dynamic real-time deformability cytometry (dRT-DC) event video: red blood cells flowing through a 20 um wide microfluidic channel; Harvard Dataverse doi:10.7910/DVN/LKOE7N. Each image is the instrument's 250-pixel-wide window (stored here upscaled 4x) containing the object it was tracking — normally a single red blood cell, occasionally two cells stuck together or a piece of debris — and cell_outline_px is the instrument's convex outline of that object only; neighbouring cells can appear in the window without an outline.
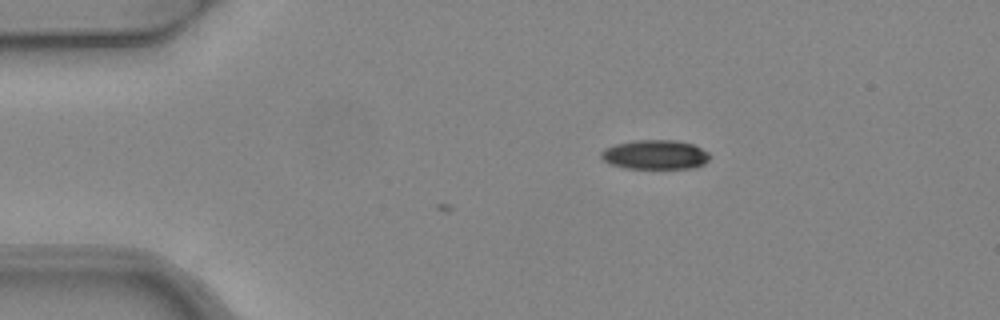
{"species": "common noctule bat (a hibernating species)", "species_latin": "Nyctalus noctula", "temperature_condition": "warm", "stored_images_in_passage": 3, "camera_frame_rate_fps": 3000, "um_per_image_px": 0.085, "animal": {"sex": "female", "body_mass_g": 24.6, "forearm_length_mm": 56.2}, "frame": {"image": 1, "passage_image": 3, "time_ms": 0.667, "image_size_px": [1000, 320], "cell_outline_px": [[708, 160], [704, 164], [692, 168], [624, 168], [608, 164], [600, 156], [600, 152], [604, 148], [616, 144], [632, 140], [676, 140], [692, 144], [708, 152]], "centroid_in_image_um": [55.64, 13.14], "position_along_channel_um": 29.4, "area_um2": 18.61}}